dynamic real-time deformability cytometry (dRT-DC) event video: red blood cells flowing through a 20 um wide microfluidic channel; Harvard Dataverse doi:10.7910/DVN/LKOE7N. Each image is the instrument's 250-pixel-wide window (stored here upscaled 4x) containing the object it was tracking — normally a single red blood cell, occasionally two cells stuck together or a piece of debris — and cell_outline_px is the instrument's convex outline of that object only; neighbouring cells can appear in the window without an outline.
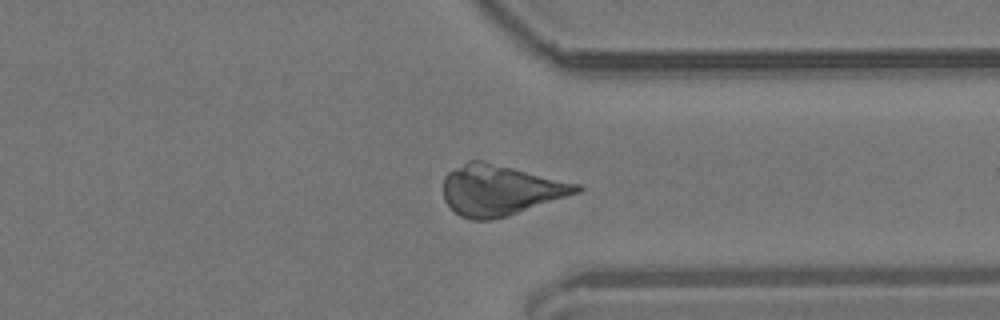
{"species": "common noctule bat (a hibernating species)", "species_latin": "Nyctalus noctula", "temperature_condition": "room temperature", "stored_images_in_passage": 52, "camera_frame_rate_fps": 3000, "um_per_image_px": 0.085, "animal": {"sex": "male", "body_mass_g": 19.2, "forearm_length_mm": 51.8}, "frame": {"image": 1, "passage_image": 42, "time_ms": 13.667, "image_size_px": [1000, 320], "cell_outline_px": [[584, 188], [580, 192], [504, 216], [488, 220], [472, 220], [460, 216], [444, 200], [444, 176], [448, 172], [468, 160], [484, 160], [580, 184]], "centroid_in_image_um": [42.5, 16.13], "position_along_channel_um": 368.9, "area_um2": 38.9}}
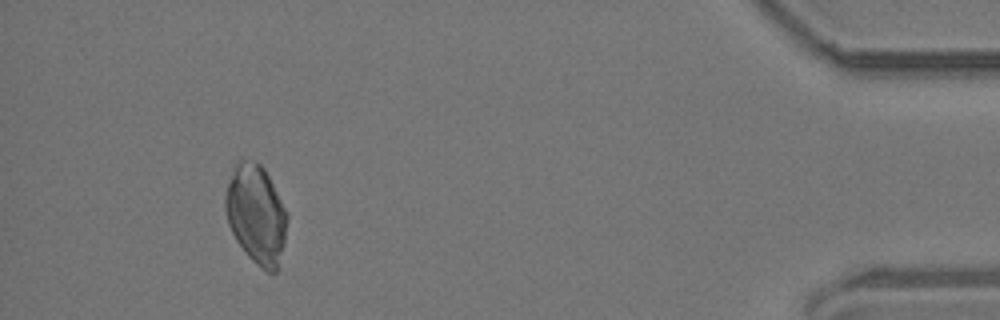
{"frame": {"image": 2, "passage_image": 51, "time_ms": 16.667, "image_size_px": [1000, 320], "cell_outline_px": [[288, 216], [284, 244], [276, 272], [268, 272], [260, 268], [248, 256], [236, 240], [228, 224], [224, 208], [224, 196], [232, 168], [236, 160], [244, 160], [260, 164], [264, 168]], "centroid_in_image_um": [21.74, 18.22], "position_along_channel_um": 413.5, "area_um2": 35.43}}